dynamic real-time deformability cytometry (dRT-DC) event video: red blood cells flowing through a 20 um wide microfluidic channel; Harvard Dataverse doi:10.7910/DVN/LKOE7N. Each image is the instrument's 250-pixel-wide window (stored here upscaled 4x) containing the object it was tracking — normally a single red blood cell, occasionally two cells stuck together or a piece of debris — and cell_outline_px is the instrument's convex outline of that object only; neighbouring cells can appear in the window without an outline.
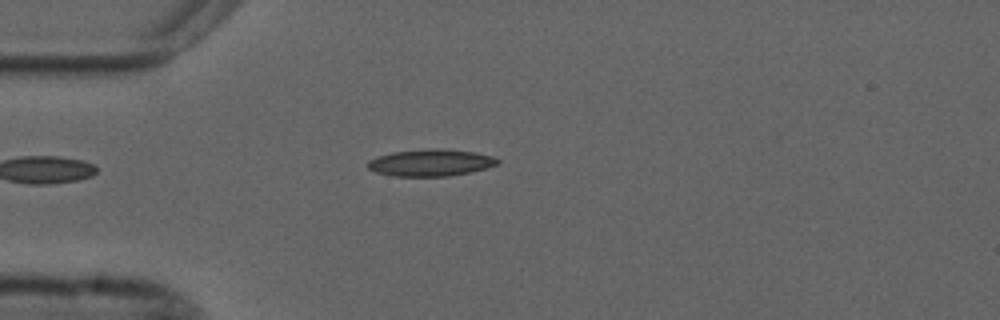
{"species": "common noctule bat (a hibernating species)", "species_latin": "Nyctalus noctula", "temperature_condition": "cold", "stored_images_in_passage": 38, "camera_frame_rate_fps": 3000, "um_per_image_px": 0.085, "animal": {"sex": "male", "forearm_length_mm": 52.5}, "frame": {"image": 1, "passage_image": 1, "time_ms": 0.0, "image_size_px": [1000, 320], "cell_outline_px": [[500, 164], [468, 172], [448, 176], [392, 176], [376, 172], [368, 168], [368, 160], [392, 152], [432, 148], [436, 148], [476, 152], [492, 156], [500, 160]], "centroid_in_image_um": [36.62, 13.82], "position_along_channel_um": 48.4, "area_um2": 20.17}}
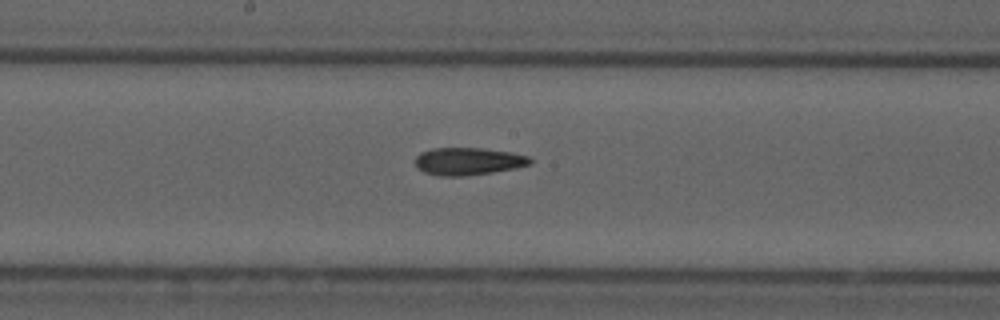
{"frame": {"image": 2, "passage_image": 15, "time_ms": 4.667, "image_size_px": [1000, 320], "cell_outline_px": [[532, 164], [516, 168], [468, 176], [440, 176], [424, 172], [416, 164], [416, 156], [420, 152], [432, 148], [480, 148], [508, 152], [528, 156], [532, 160]], "centroid_in_image_um": [39.8, 13.71], "position_along_channel_um": 208.4, "area_um2": 18.32}}
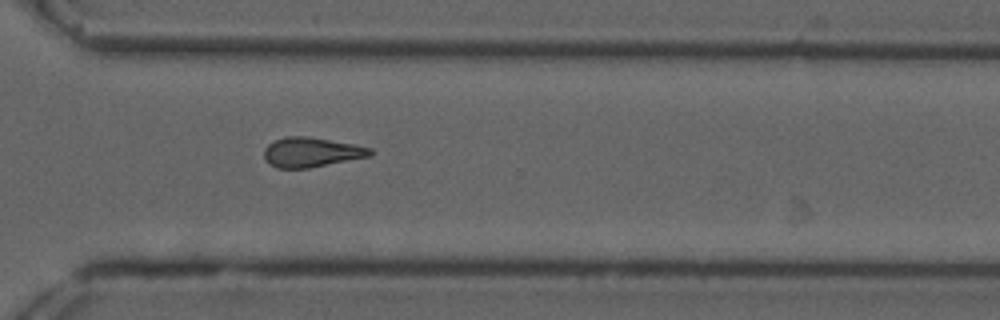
{"frame": {"image": 3, "passage_image": 26, "time_ms": 8.333, "image_size_px": [1000, 320], "cell_outline_px": [[372, 156], [308, 168], [276, 168], [268, 164], [264, 156], [264, 148], [268, 144], [284, 136], [308, 136], [352, 144], [372, 148]], "centroid_in_image_um": [26.45, 12.94], "position_along_channel_um": 344.2, "area_um2": 18.38}, "authors_computed_cell_mechanics": {"area_um2": 18.0625, "velocity_mm_per_s": 3.7166, "shape_relaxation_time_tau1_ms": 11.0476, "shape_relaxation_time_tau2_ms": 4.4937, "deformation_change_tau1": 0.2155, "deformation_change_tau2": 0.1379}}